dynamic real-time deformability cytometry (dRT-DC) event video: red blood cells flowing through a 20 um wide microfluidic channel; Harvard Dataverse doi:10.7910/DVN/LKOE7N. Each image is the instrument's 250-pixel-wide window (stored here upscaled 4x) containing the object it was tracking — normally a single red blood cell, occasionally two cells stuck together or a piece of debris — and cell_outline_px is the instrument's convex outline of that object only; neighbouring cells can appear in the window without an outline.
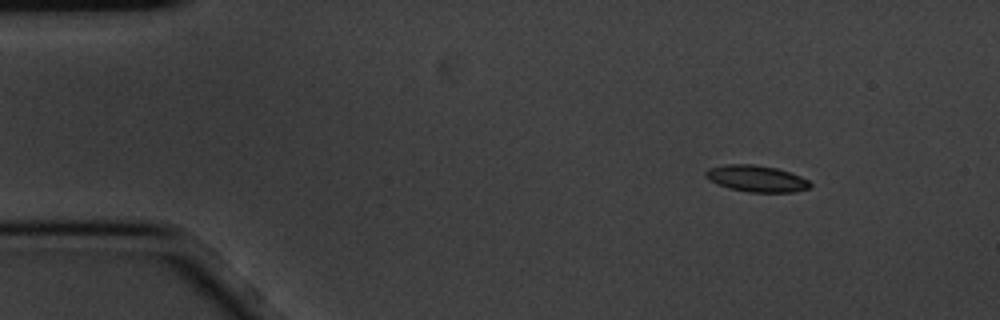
{"species": "common noctule bat (a hibernating species)", "species_latin": "Nyctalus noctula", "temperature_condition": "cold", "stored_images_in_passage": 5, "camera_frame_rate_fps": 3000, "um_per_image_px": 0.085, "animal": {"sex": "male", "body_mass_g": 20.1, "forearm_length_mm": 53.5}, "frame": {"image": 1, "passage_image": 2, "time_ms": 0.333, "image_size_px": [1000, 320], "cell_outline_px": [[812, 184], [808, 188], [792, 192], [748, 192], [728, 188], [716, 184], [708, 180], [704, 176], [704, 172], [708, 168], [724, 164], [752, 164], [776, 168], [800, 176], [808, 180]], "centroid_in_image_um": [64.23, 15.18], "position_along_channel_um": 20.8, "area_um2": 16.18}}
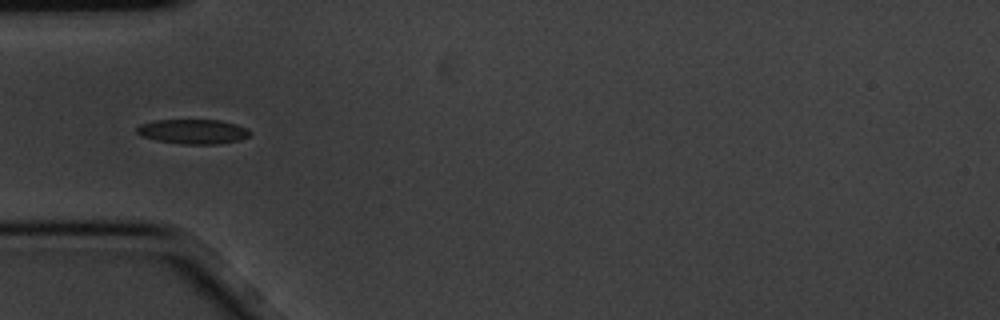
{"frame": {"image": 2, "passage_image": 5, "time_ms": 1.333, "image_size_px": [1000, 320], "cell_outline_px": [[252, 132], [248, 136], [240, 140], [216, 144], [184, 144], [156, 140], [140, 136], [136, 132], [136, 128], [140, 124], [156, 120], [220, 120], [236, 124], [248, 128]], "centroid_in_image_um": [16.41, 11.18], "position_along_channel_um": 68.6, "area_um2": 16.3}}